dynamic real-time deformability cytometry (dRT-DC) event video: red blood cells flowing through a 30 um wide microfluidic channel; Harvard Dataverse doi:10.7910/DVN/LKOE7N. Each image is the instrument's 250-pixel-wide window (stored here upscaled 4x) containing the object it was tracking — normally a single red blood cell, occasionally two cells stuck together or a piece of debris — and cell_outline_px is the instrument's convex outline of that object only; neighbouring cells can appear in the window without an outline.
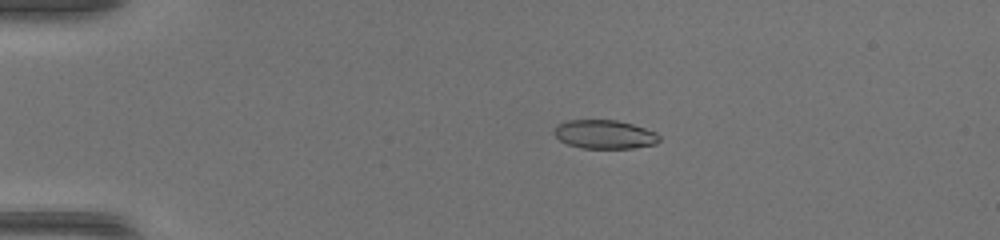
{"species": "common noctule bat (a hibernating species)", "species_latin": "Nyctalus noctula", "temperature_condition": "warm", "stored_images_in_passage": 48, "camera_frame_rate_fps": 3000, "um_per_image_px": 0.085, "animal": {"sex": "female", "body_mass_g": 17.0, "forearm_length_mm": 48.0}, "frame": {"image": 1, "passage_image": 11, "time_ms": 3.333, "image_size_px": [1000, 240], "cell_outline_px": [[660, 140], [656, 144], [632, 148], [580, 148], [568, 144], [560, 140], [552, 132], [560, 124], [568, 120], [616, 120], [632, 124], [656, 132], [660, 136]], "centroid_in_image_um": [51.41, 11.43], "position_along_channel_um": 33.6, "area_um2": 17.51}}
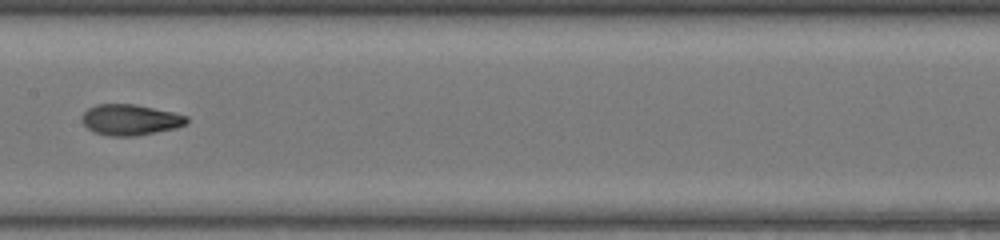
{"frame": {"image": 2, "passage_image": 26, "time_ms": 8.333, "image_size_px": [1000, 240], "cell_outline_px": [[188, 120], [184, 124], [176, 128], [136, 136], [112, 136], [96, 132], [88, 128], [80, 120], [84, 112], [88, 108], [96, 104], [136, 104], [172, 112], [188, 116]], "centroid_in_image_um": [11.06, 10.17], "position_along_channel_um": 196.3, "area_um2": 18.73}}
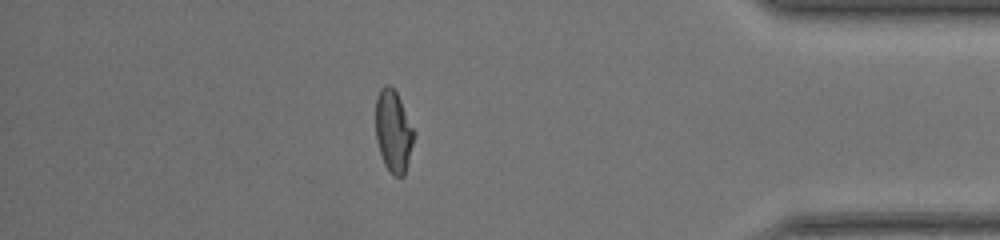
{"frame": {"image": 3, "passage_image": 42, "time_ms": 13.667, "image_size_px": [1000, 240], "cell_outline_px": [[416, 132], [404, 176], [392, 176], [384, 164], [376, 140], [376, 96], [380, 88], [384, 84], [388, 84], [396, 92]], "centroid_in_image_um": [33.44, 11.15], "position_along_channel_um": 401.8, "area_um2": 18.38}}